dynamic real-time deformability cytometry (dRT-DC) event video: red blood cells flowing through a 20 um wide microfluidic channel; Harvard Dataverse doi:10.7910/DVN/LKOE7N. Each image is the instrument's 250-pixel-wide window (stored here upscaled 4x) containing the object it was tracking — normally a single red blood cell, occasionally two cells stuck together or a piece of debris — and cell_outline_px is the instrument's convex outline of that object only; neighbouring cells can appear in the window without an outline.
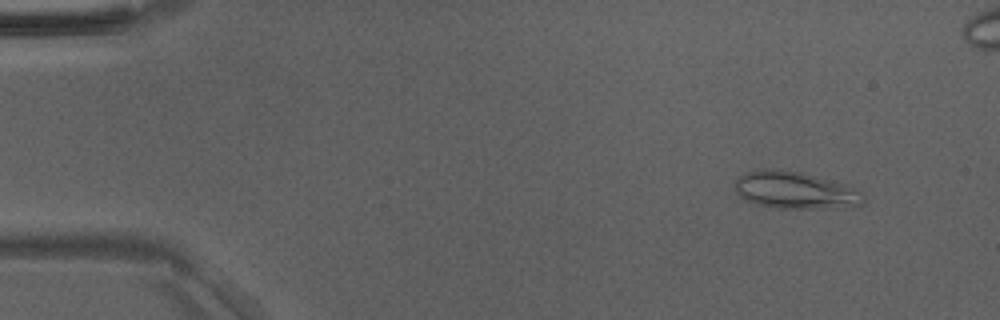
{"species": "Egyptian fruit bat (a non-hibernating species)", "species_latin": "Rousettus aegyptiacus", "temperature_condition": "room temperature", "stored_images_in_passage": 49, "segment_of_instrument_passage": [1, 2], "camera_frame_rate_fps": 3000, "um_per_image_px": 0.085, "animal": {"sex": "male"}, "frame": {"image": 1, "passage_image": 4, "time_ms": 1.0, "image_size_px": [1000, 320], "cell_outline_px": [[868, 200], [864, 204], [848, 208], [776, 208], [756, 204], [744, 200], [736, 192], [736, 180], [740, 176], [748, 172], [764, 168], [772, 168], [800, 172], [844, 184], [864, 192]], "centroid_in_image_um": [67.66, 16.19], "position_along_channel_um": 17.3, "area_um2": 28.09}}
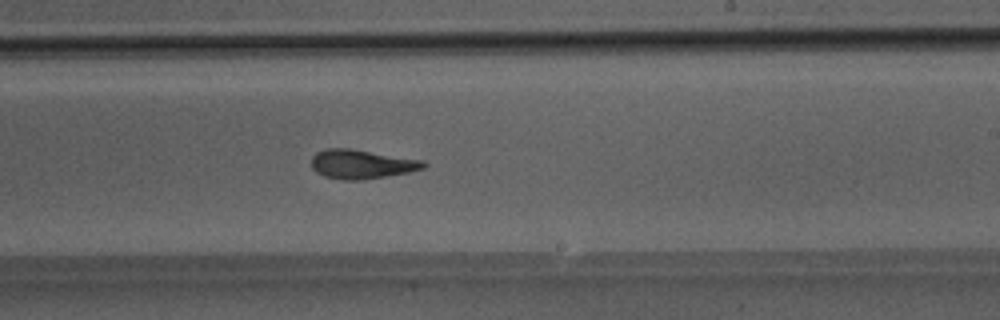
{"frame": {"image": 2, "passage_image": 29, "time_ms": 9.333, "image_size_px": [1000, 320], "cell_outline_px": [[428, 164], [424, 168], [408, 172], [360, 180], [344, 180], [324, 176], [316, 172], [312, 168], [312, 156], [316, 152], [328, 148], [348, 148], [424, 160]], "centroid_in_image_um": [30.73, 13.95], "position_along_channel_um": 258.3, "area_um2": 18.9}}
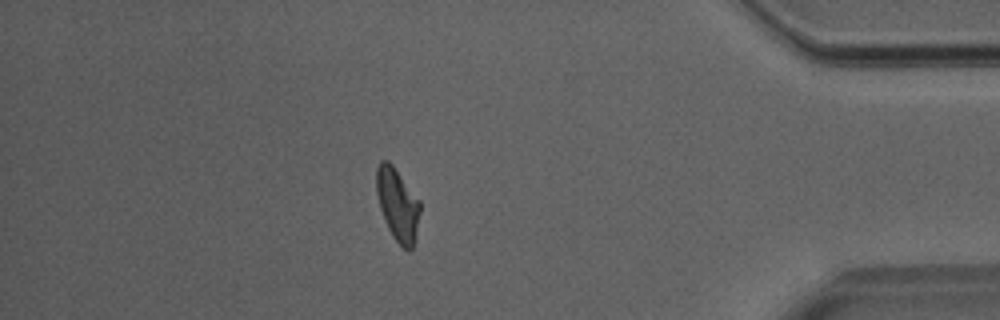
{"frame": {"image": 3, "passage_image": 42, "time_ms": 13.667, "image_size_px": [1000, 320], "cell_outline_px": [[420, 212], [416, 240], [412, 248], [408, 252], [392, 236], [384, 220], [380, 208], [376, 192], [376, 168], [380, 160], [388, 160], [392, 164], [420, 200]], "centroid_in_image_um": [33.8, 17.39], "position_along_channel_um": 401.4, "area_um2": 18.67}}